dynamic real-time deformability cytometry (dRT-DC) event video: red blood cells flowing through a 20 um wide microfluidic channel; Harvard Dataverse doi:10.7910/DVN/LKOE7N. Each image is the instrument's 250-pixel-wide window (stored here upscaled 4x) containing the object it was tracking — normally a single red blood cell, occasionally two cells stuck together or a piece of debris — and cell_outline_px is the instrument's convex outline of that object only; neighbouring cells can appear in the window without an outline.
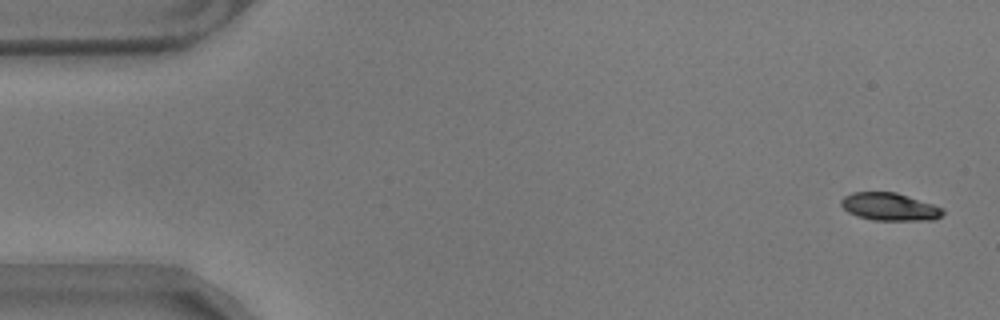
{"species": "common noctule bat (a hibernating species)", "species_latin": "Nyctalus noctula", "temperature_condition": "warm", "stored_images_in_passage": 52, "camera_frame_rate_fps": 3000, "um_per_image_px": 0.085, "animal": {"sex": "male", "body_mass_g": 17.9}, "frame": {"image": 1, "passage_image": 2, "time_ms": 0.333, "image_size_px": [1000, 320], "cell_outline_px": [[944, 212], [940, 216], [932, 220], [872, 220], [856, 216], [848, 212], [840, 204], [840, 200], [844, 196], [852, 192], [896, 192], [944, 208]], "centroid_in_image_um": [75.59, 17.57], "position_along_channel_um": 9.4, "area_um2": 16.42}}
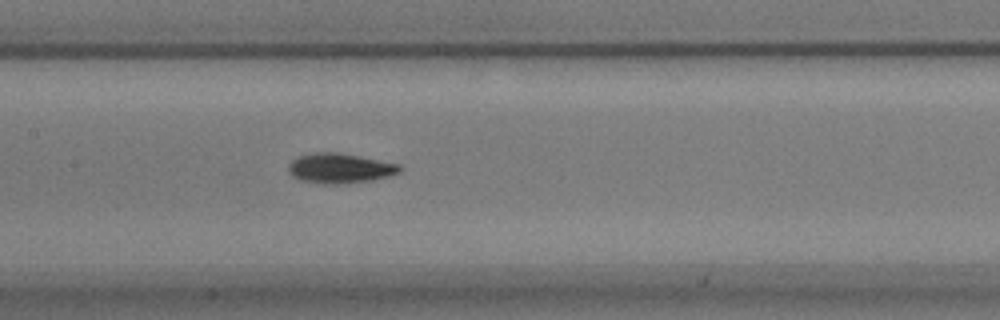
{"frame": {"image": 2, "passage_image": 27, "time_ms": 8.667, "image_size_px": [1000, 320], "cell_outline_px": [[404, 168], [400, 172], [388, 176], [372, 180], [344, 184], [320, 184], [300, 180], [292, 176], [288, 172], [288, 164], [292, 160], [300, 156], [316, 152], [336, 152], [360, 156], [400, 164]], "centroid_in_image_um": [28.9, 14.31], "position_along_channel_um": 178.5, "area_um2": 19.59}}
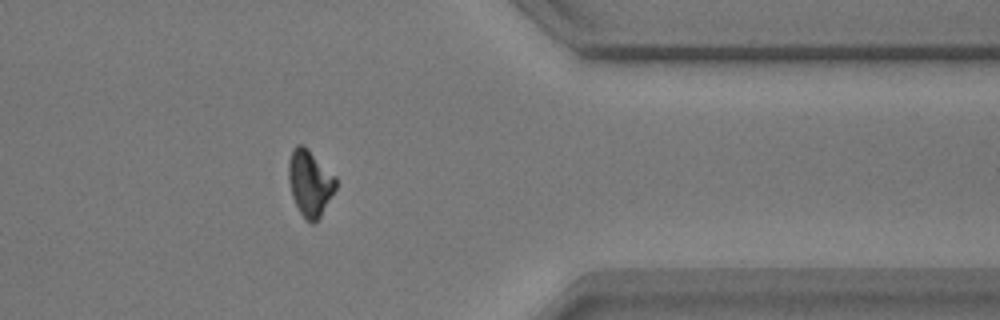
{"frame": {"image": 3, "passage_image": 46, "time_ms": 15.0, "image_size_px": [1000, 320], "cell_outline_px": [[336, 188], [320, 216], [312, 224], [304, 220], [292, 196], [288, 180], [288, 160], [292, 148], [296, 144], [304, 144], [336, 176]], "centroid_in_image_um": [26.32, 15.51], "position_along_channel_um": 385.1, "area_um2": 18.38}}